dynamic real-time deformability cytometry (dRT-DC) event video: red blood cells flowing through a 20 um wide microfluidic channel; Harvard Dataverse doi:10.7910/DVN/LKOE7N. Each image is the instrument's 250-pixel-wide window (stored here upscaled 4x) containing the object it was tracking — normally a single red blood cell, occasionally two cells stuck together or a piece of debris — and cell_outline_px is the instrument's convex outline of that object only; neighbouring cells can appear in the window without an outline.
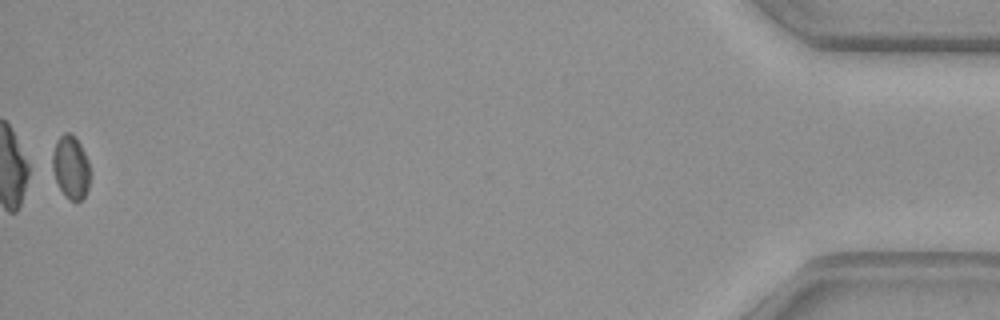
{"species": "common noctule bat (a hibernating species)", "species_latin": "Nyctalus noctula", "temperature_condition": "warm", "stored_images_in_passage": 44, "segment_of_instrument_passage": [2, 2], "camera_frame_rate_fps": 3000, "um_per_image_px": 0.085, "animal": {"sex": "female", "body_mass_g": 29.2, "forearm_length_mm": 56.3}, "frame": {"image": 1, "passage_image": 44, "time_ms": 14.333, "image_size_px": [1000, 320], "cell_outline_px": [[92, 172], [88, 188], [84, 196], [80, 200], [68, 200], [60, 188], [56, 180], [52, 168], [52, 156], [56, 140], [64, 132], [68, 132], [80, 144], [88, 160]], "centroid_in_image_um": [6.03, 14.22], "position_along_channel_um": 429.2, "area_um2": 13.87}}